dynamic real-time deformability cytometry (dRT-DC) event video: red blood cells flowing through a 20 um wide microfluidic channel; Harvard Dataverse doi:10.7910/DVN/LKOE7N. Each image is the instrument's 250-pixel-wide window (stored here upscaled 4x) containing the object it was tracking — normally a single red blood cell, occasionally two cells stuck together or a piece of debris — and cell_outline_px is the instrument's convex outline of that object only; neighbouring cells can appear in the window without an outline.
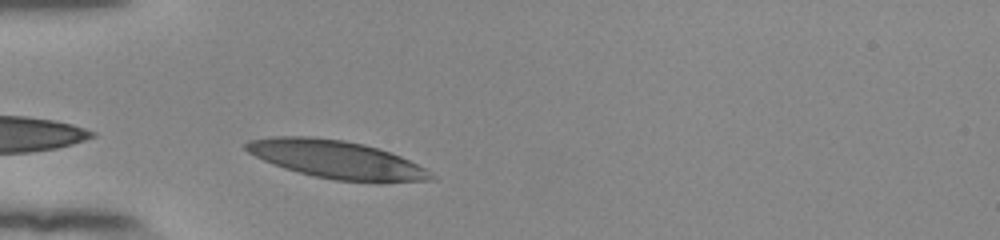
{"species": "human", "species_latin": "Homo sapiens", "temperature_condition": "room temperature", "stored_images_in_passage": 27, "camera_frame_rate_fps": 3000, "um_per_image_px": 0.085, "donor": {"sex": "female"}, "frame": {"image": 1, "passage_image": 1, "time_ms": 0.0, "image_size_px": [1000, 240], "cell_outline_px": [[436, 176], [432, 180], [376, 184], [336, 180], [316, 176], [284, 168], [264, 160], [248, 152], [244, 148], [244, 144], [248, 140], [276, 136], [312, 136], [344, 140], [364, 144], [400, 156], [432, 172]], "centroid_in_image_um": [28.65, 13.58], "position_along_channel_um": 56.4, "area_um2": 41.15}}
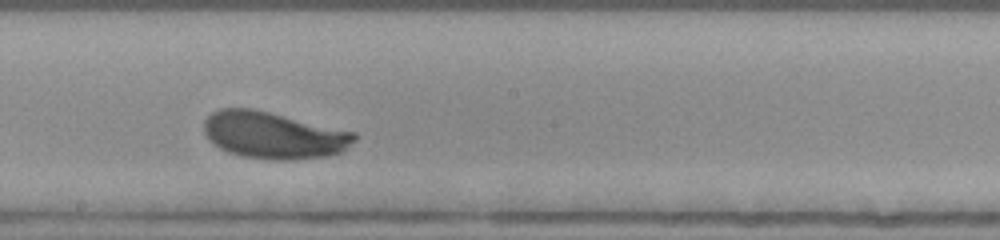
{"frame": {"image": 2, "passage_image": 15, "time_ms": 4.667, "image_size_px": [1000, 240], "cell_outline_px": [[356, 140], [340, 152], [328, 156], [292, 160], [272, 160], [244, 156], [228, 152], [220, 148], [208, 140], [204, 132], [204, 120], [212, 112], [220, 108], [252, 108], [356, 132]], "centroid_in_image_um": [23.24, 11.49], "position_along_channel_um": 225.0, "area_um2": 41.1}}
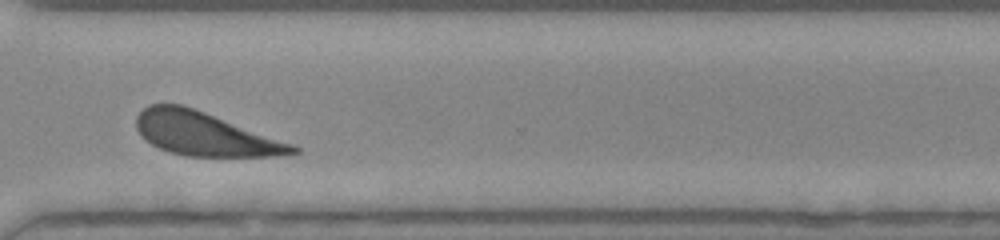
{"frame": {"image": 3, "passage_image": 25, "time_ms": 8.0, "image_size_px": [1000, 240], "cell_outline_px": [[300, 152], [276, 156], [184, 156], [168, 152], [152, 144], [140, 136], [136, 128], [136, 116], [148, 104], [180, 104], [204, 112], [292, 144], [300, 148]], "centroid_in_image_um": [17.35, 11.39], "position_along_channel_um": 353.3, "area_um2": 39.13}, "authors_computed_cell_mechanics": {"area_um2": 40.1132, "velocity_mm_per_s": 3.8401, "shape_relaxation_time_tau1_ms": 2.044, "shape_relaxation_time_tau2_ms": null, "deformation_change_tau1": 0.1297, "deformation_change_tau2": null}}